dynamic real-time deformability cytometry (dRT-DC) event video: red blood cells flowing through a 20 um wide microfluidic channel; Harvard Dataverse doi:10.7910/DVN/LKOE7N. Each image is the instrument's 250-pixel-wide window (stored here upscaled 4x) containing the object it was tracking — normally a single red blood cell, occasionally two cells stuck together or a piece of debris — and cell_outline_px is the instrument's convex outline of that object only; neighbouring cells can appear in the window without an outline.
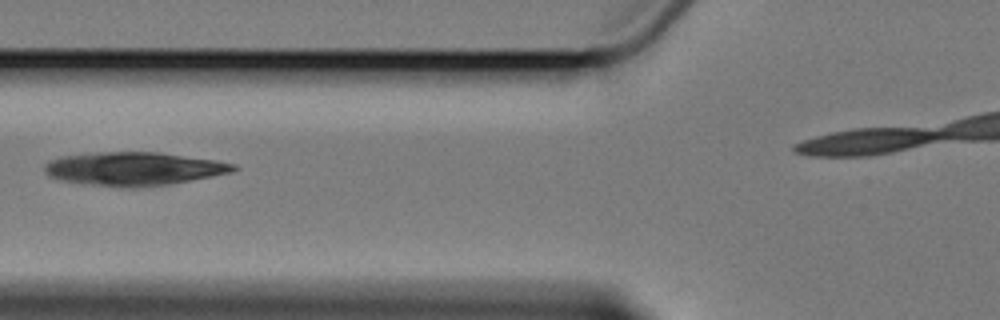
{"species": "Egyptian fruit bat (a non-hibernating species)", "species_latin": "Rousettus aegyptiacus", "temperature_condition": "cold", "stored_images_in_passage": 11, "camera_frame_rate_fps": 3000, "um_per_image_px": 0.085, "animal": {"sex": "female"}, "frame": {"image": 1, "passage_image": 2, "time_ms": 2.0, "image_size_px": [1000, 320], "cell_outline_px": [[240, 168], [232, 172], [212, 176], [168, 184], [136, 188], [120, 188], [64, 180], [48, 176], [44, 172], [44, 164], [52, 160], [64, 156], [100, 152], [160, 152], [216, 160], [236, 164]], "centroid_in_image_um": [11.42, 14.34], "position_along_channel_um": 114.4, "area_um2": 36.65}}
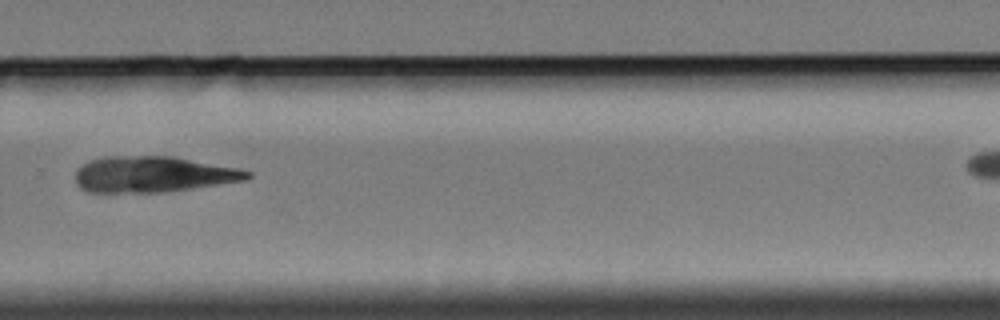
{"frame": {"image": 2, "passage_image": 7, "time_ms": 8.0, "image_size_px": [1000, 320], "cell_outline_px": [[252, 176], [244, 180], [192, 188], [164, 192], [88, 192], [80, 188], [76, 184], [76, 168], [88, 160], [104, 156], [172, 156], [240, 168], [252, 172]], "centroid_in_image_um": [12.98, 14.81], "position_along_channel_um": 316.8, "area_um2": 36.18}}
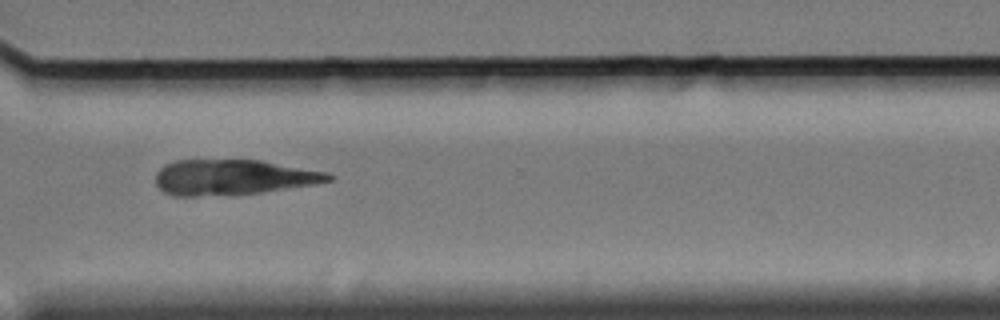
{"frame": {"image": 3, "passage_image": 8, "time_ms": 9.0, "image_size_px": [1000, 320], "cell_outline_px": [[332, 180], [316, 184], [236, 196], [176, 196], [164, 192], [156, 184], [156, 172], [164, 164], [176, 160], [260, 160], [328, 172], [332, 176]], "centroid_in_image_um": [19.8, 15.08], "position_along_channel_um": 350.8, "area_um2": 36.07}}